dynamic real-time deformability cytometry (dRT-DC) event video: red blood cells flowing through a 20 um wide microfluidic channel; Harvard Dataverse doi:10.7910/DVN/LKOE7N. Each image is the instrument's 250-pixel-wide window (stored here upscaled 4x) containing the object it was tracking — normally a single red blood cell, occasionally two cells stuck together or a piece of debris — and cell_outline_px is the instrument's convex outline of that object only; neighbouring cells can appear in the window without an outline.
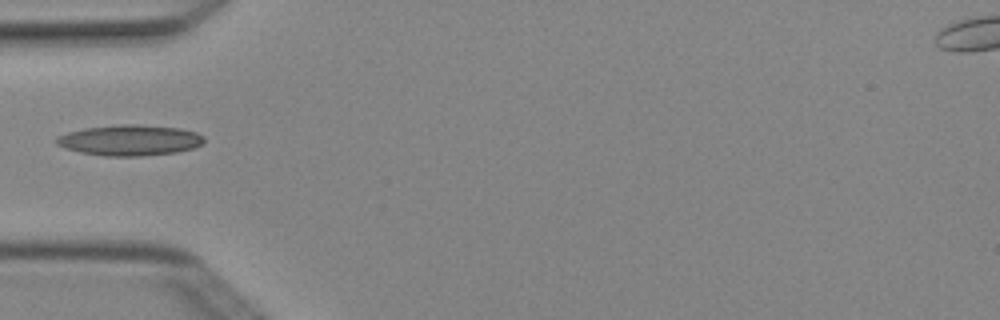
{"species": "Egyptian fruit bat (a non-hibernating species)", "species_latin": "Rousettus aegyptiacus", "temperature_condition": "cold", "stored_images_in_passage": 7, "camera_frame_rate_fps": 3000, "um_per_image_px": 0.085, "animal": {"sex": "female"}, "frame": {"image": 1, "passage_image": 5, "time_ms": 1.333, "image_size_px": [1000, 320], "cell_outline_px": [[204, 144], [192, 148], [176, 152], [144, 156], [104, 156], [80, 152], [64, 148], [56, 144], [56, 136], [68, 132], [84, 128], [120, 124], [140, 124], [180, 128], [196, 132], [204, 136]], "centroid_in_image_um": [11.03, 11.91], "position_along_channel_um": 74.0, "area_um2": 26.65}}
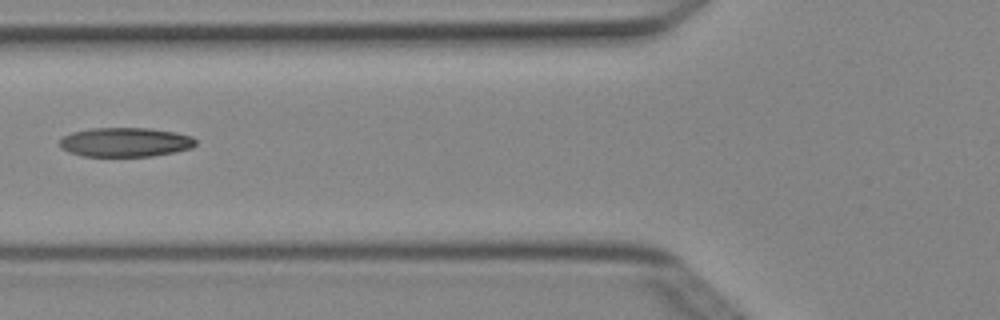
{"frame": {"image": 2, "passage_image": 6, "time_ms": 1.667, "image_size_px": [1000, 320], "cell_outline_px": [[196, 144], [192, 148], [152, 156], [80, 156], [68, 152], [60, 148], [60, 140], [64, 136], [72, 132], [88, 128], [152, 128], [176, 132], [192, 136], [196, 140]], "centroid_in_image_um": [10.64, 12.08], "position_along_channel_um": 115.2, "area_um2": 23.35}}
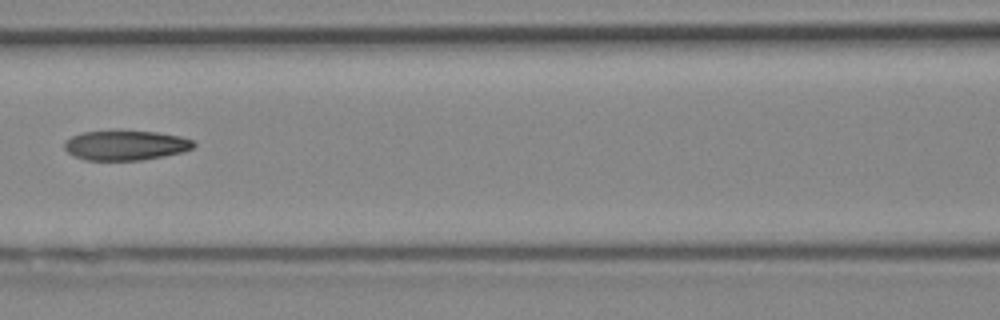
{"frame": {"image": 3, "passage_image": 7, "time_ms": 2.0, "image_size_px": [1000, 320], "cell_outline_px": [[196, 144], [192, 148], [184, 152], [164, 156], [140, 160], [84, 160], [68, 152], [64, 148], [64, 140], [80, 132], [156, 132], [180, 136], [192, 140]], "centroid_in_image_um": [10.68, 12.36], "position_along_channel_um": 155.9, "area_um2": 22.14}}